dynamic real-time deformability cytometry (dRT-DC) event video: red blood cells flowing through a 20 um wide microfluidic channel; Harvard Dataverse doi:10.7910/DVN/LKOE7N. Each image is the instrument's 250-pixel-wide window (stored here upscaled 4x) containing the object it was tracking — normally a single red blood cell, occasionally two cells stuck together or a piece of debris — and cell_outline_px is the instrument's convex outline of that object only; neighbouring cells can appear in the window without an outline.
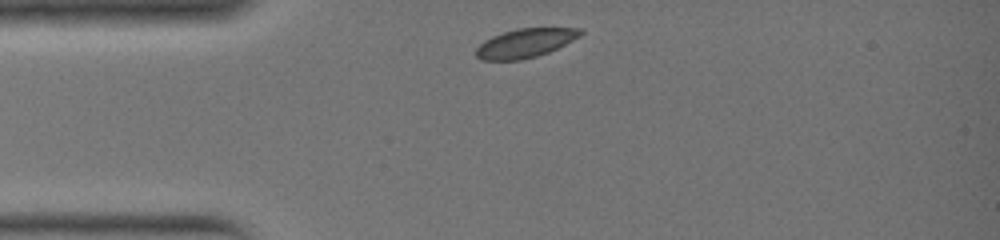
{"species": "common noctule bat (a hibernating species)", "species_latin": "Nyctalus noctula", "temperature_condition": "warm", "stored_images_in_passage": 23, "camera_frame_rate_fps": 3000, "um_per_image_px": 0.085, "animal": {"sex": "female", "body_mass_g": 19.0, "forearm_length_mm": 51.5}, "frame": {"image": 1, "passage_image": 1, "time_ms": 0.0, "image_size_px": [1000, 240], "cell_outline_px": [[584, 32], [580, 36], [548, 52], [536, 56], [520, 60], [480, 60], [476, 56], [476, 48], [484, 40], [492, 36], [516, 28], [584, 28]], "centroid_in_image_um": [44.63, 3.66], "position_along_channel_um": 40.4, "area_um2": 17.51}}
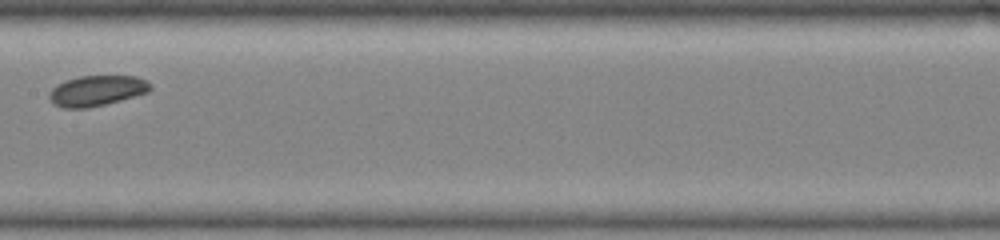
{"frame": {"image": 2, "passage_image": 11, "time_ms": 3.333, "image_size_px": [1000, 240], "cell_outline_px": [[152, 88], [148, 92], [120, 100], [88, 108], [64, 108], [52, 104], [48, 96], [48, 92], [56, 84], [64, 80], [80, 76], [136, 76], [148, 80], [152, 84]], "centroid_in_image_um": [8.2, 7.7], "position_along_channel_um": 199.2, "area_um2": 18.15}}
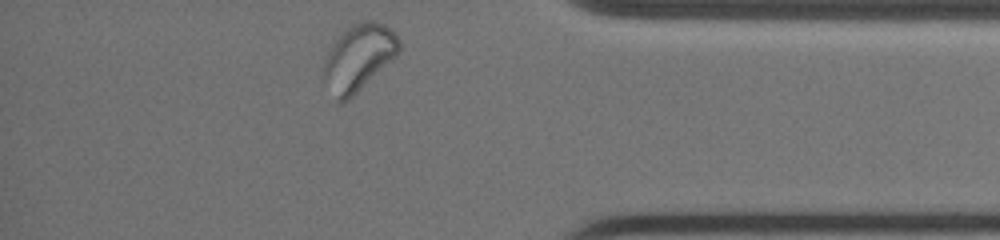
{"frame": {"image": 3, "passage_image": 23, "time_ms": 7.333, "image_size_px": [1000, 240], "cell_outline_px": [[400, 52], [396, 56], [348, 100], [340, 104], [336, 100], [320, 76], [324, 60], [332, 44], [340, 32], [348, 24], [360, 20], [372, 20], [384, 24], [400, 40]], "centroid_in_image_um": [30.42, 4.87], "position_along_channel_um": 404.8, "area_um2": 29.59}}